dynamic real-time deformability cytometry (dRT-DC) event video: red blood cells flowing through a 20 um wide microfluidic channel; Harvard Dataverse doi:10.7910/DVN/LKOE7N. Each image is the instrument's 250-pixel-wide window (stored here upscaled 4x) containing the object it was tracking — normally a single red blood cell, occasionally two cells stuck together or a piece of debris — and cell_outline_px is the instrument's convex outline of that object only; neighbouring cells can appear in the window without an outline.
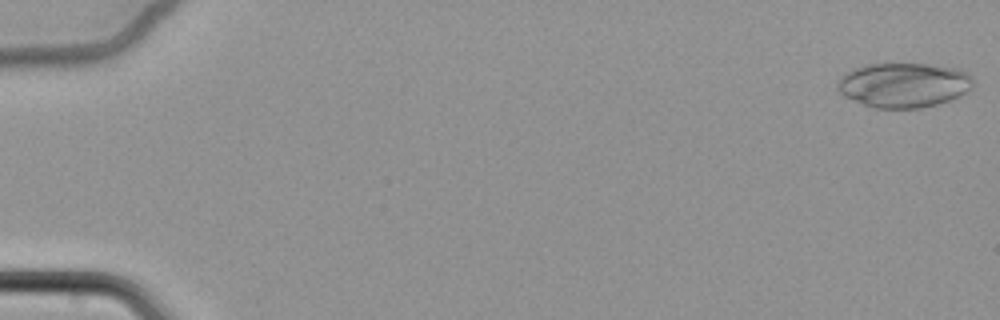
{"species": "common noctule bat (a hibernating species)", "species_latin": "Nyctalus noctula", "temperature_condition": "cold", "stored_images_in_passage": 24, "camera_frame_rate_fps": 3000, "um_per_image_px": 0.085, "animal": {"sex": "female", "body_mass_g": 22.7, "forearm_length_mm": 54.2}, "frame": {"image": 1, "passage_image": 1, "time_ms": 0.0, "image_size_px": [1000, 320], "cell_outline_px": [[976, 84], [972, 88], [960, 96], [936, 104], [920, 108], [872, 108], [844, 96], [836, 88], [836, 80], [844, 72], [868, 64], [928, 64], [960, 68], [968, 72], [972, 76]], "centroid_in_image_um": [76.83, 7.22], "position_along_channel_um": 8.2, "area_um2": 35.78}}
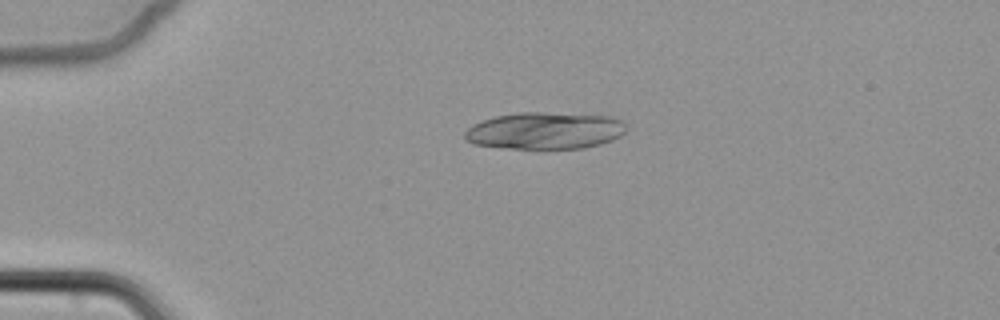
{"frame": {"image": 2, "passage_image": 16, "time_ms": 5.0, "image_size_px": [1000, 320], "cell_outline_px": [[628, 128], [620, 136], [612, 140], [600, 144], [584, 148], [508, 148], [472, 144], [464, 140], [464, 132], [472, 124], [496, 116], [520, 112], [544, 112], [612, 116], [620, 120]], "centroid_in_image_um": [46.31, 11.1], "position_along_channel_um": 38.7, "area_um2": 34.85}}